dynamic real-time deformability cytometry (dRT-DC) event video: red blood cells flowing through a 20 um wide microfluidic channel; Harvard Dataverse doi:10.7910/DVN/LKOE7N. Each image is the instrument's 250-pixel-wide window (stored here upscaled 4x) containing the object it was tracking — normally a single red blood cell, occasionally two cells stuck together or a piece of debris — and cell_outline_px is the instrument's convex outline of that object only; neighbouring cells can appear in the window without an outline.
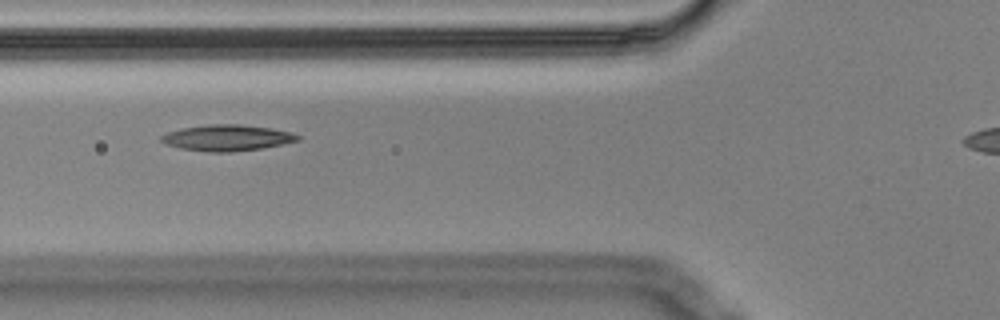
{"species": "Egyptian fruit bat (a non-hibernating species)", "species_latin": "Rousettus aegyptiacus", "temperature_condition": "cold", "stored_images_in_passage": 6, "segment_of_instrument_passage": [1, 2], "camera_frame_rate_fps": 3000, "um_per_image_px": 0.085, "animal": {"sex": "male"}, "frame": {"image": 1, "passage_image": 3, "time_ms": 0.667, "image_size_px": [1000, 320], "cell_outline_px": [[300, 140], [284, 144], [260, 148], [232, 152], [208, 152], [180, 148], [168, 144], [160, 140], [160, 136], [168, 132], [180, 128], [208, 124], [240, 124], [272, 128], [292, 132], [300, 136]], "centroid_in_image_um": [19.32, 11.7], "position_along_channel_um": 106.5, "area_um2": 20.81}}
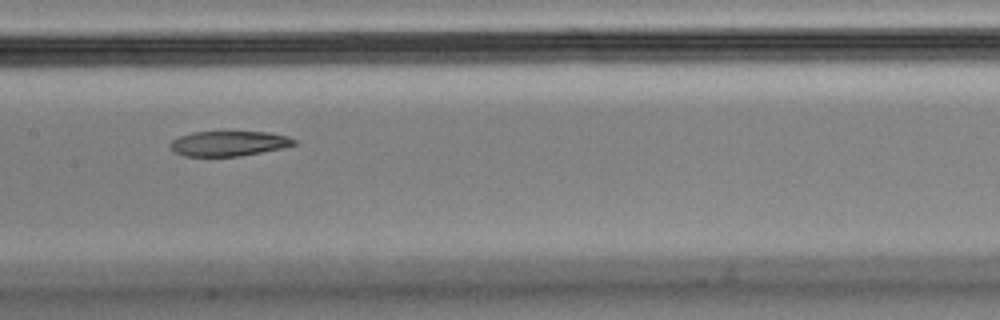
{"frame": {"image": 2, "passage_image": 5, "time_ms": 1.333, "image_size_px": [1000, 320], "cell_outline_px": [[296, 144], [284, 148], [240, 156], [184, 156], [168, 148], [168, 144], [172, 140], [180, 136], [192, 132], [268, 132], [288, 136], [296, 140]], "centroid_in_image_um": [19.44, 12.2], "position_along_channel_um": 188.0, "area_um2": 18.15}}